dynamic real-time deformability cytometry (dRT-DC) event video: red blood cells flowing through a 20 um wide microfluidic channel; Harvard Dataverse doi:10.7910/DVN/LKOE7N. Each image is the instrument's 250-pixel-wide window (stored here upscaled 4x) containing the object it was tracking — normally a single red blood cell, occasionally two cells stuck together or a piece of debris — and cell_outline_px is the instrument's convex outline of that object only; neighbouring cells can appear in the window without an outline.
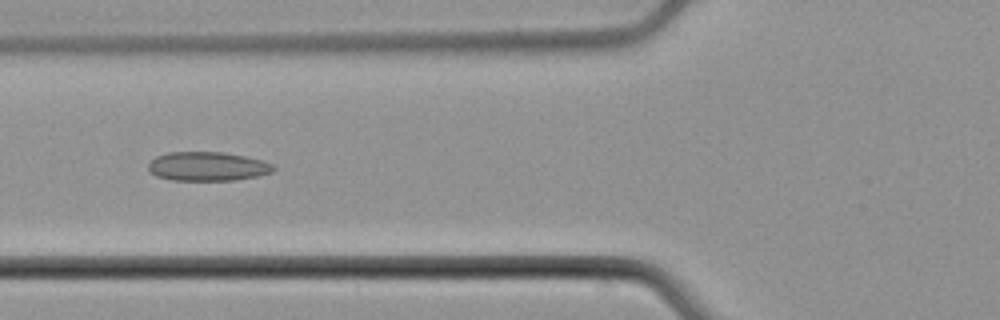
{"species": "common noctule bat (a hibernating species)", "species_latin": "Nyctalus noctula", "temperature_condition": "cold", "stored_images_in_passage": 7, "camera_frame_rate_fps": 3000, "um_per_image_px": 0.085, "animal": {"sex": "male", "body_mass_g": 21.5, "forearm_length_mm": 52.0}, "frame": {"image": 1, "passage_image": 6, "time_ms": 6.0, "image_size_px": [1000, 320], "cell_outline_px": [[276, 168], [272, 172], [256, 176], [236, 180], [172, 180], [156, 176], [148, 172], [148, 164], [156, 156], [168, 152], [224, 152], [264, 160], [272, 164]], "centroid_in_image_um": [17.63, 14.14], "position_along_channel_um": 108.2, "area_um2": 21.27}}
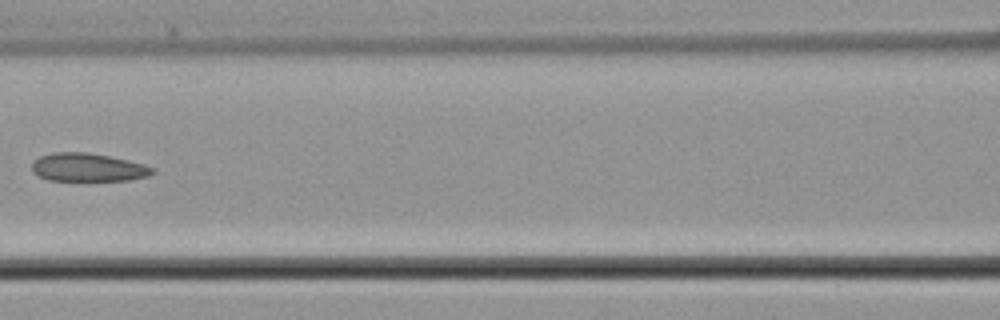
{"frame": {"image": 2, "passage_image": 7, "time_ms": 7.333, "image_size_px": [1000, 320], "cell_outline_px": [[156, 172], [148, 176], [128, 180], [84, 184], [48, 180], [32, 172], [32, 164], [40, 156], [56, 152], [84, 152], [108, 156], [128, 160], [144, 164], [156, 168]], "centroid_in_image_um": [7.5, 14.29], "position_along_channel_um": 159.1, "area_um2": 20.87}}